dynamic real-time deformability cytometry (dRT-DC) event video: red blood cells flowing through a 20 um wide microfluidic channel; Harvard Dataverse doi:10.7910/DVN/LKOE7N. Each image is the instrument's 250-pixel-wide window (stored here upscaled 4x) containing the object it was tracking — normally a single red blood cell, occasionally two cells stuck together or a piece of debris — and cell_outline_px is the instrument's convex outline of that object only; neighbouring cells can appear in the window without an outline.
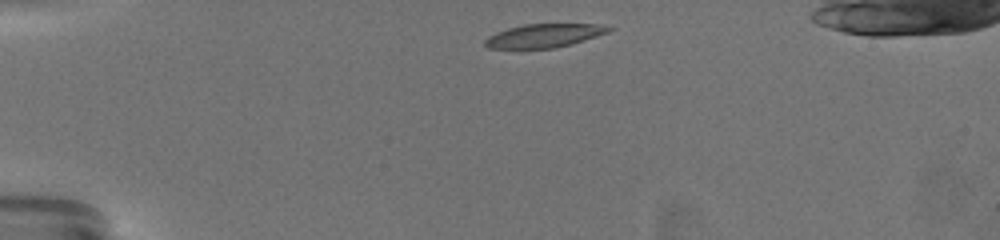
{"species": "common noctule bat (a hibernating species)", "species_latin": "Nyctalus noctula", "temperature_condition": "warm", "stored_images_in_passage": 39, "camera_frame_rate_fps": 3000, "um_per_image_px": 0.085, "animal": {"sex": "female", "body_mass_g": 19.5, "forearm_length_mm": 54.1}, "frame": {"image": 1, "passage_image": 1, "time_ms": 0.0, "image_size_px": [1000, 240], "cell_outline_px": [[612, 28], [608, 32], [572, 44], [552, 48], [488, 48], [484, 44], [484, 40], [488, 36], [496, 32], [508, 28], [524, 24], [596, 24]], "centroid_in_image_um": [46.2, 3.03], "position_along_channel_um": 38.8, "area_um2": 16.76}}
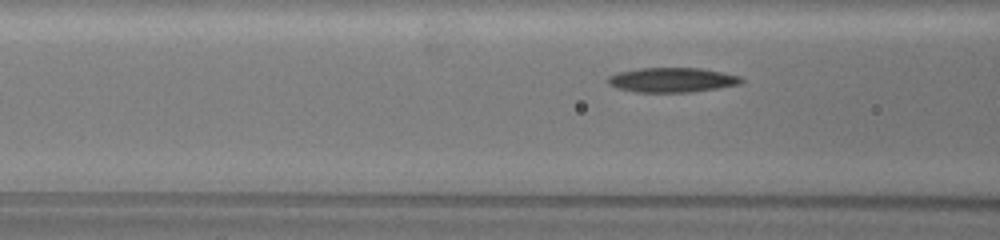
{"frame": {"image": 2, "passage_image": 12, "time_ms": 3.667, "image_size_px": [1000, 240], "cell_outline_px": [[744, 80], [740, 84], [692, 92], [636, 92], [616, 88], [608, 84], [608, 76], [620, 72], [640, 68], [700, 68], [740, 76]], "centroid_in_image_um": [57.11, 6.8], "position_along_channel_um": 109.5, "area_um2": 19.02}}
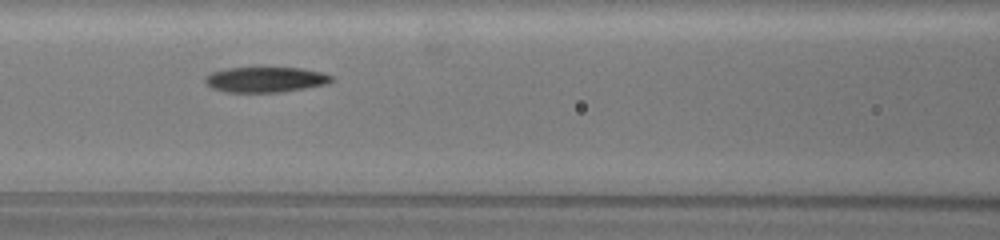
{"frame": {"image": 3, "passage_image": 15, "time_ms": 4.667, "image_size_px": [1000, 240], "cell_outline_px": [[332, 80], [324, 84], [304, 88], [280, 92], [228, 92], [212, 88], [204, 80], [212, 72], [228, 68], [300, 68], [320, 72], [332, 76]], "centroid_in_image_um": [22.55, 6.76], "position_along_channel_um": 144.1, "area_um2": 18.21}, "authors_computed_cell_mechanics": {"area_um2": 18.8428, "velocity_mm_per_s": 3.4252, "shape_relaxation_time_tau1_ms": 5.8524, "shape_relaxation_time_tau2_ms": 3.875, "deformation_change_tau1": 0.1612, "deformation_change_tau2": 0.1007}}